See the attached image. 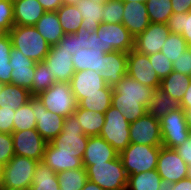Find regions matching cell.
Returning a JSON list of instances; mask_svg holds the SVG:
<instances>
[{
  "instance_id": "obj_1",
  "label": "cell",
  "mask_w": 191,
  "mask_h": 190,
  "mask_svg": "<svg viewBox=\"0 0 191 190\" xmlns=\"http://www.w3.org/2000/svg\"><path fill=\"white\" fill-rule=\"evenodd\" d=\"M58 44L72 53L75 71H102L106 53L102 51L100 26L92 34L80 27L74 34L64 35Z\"/></svg>"
},
{
  "instance_id": "obj_2",
  "label": "cell",
  "mask_w": 191,
  "mask_h": 190,
  "mask_svg": "<svg viewBox=\"0 0 191 190\" xmlns=\"http://www.w3.org/2000/svg\"><path fill=\"white\" fill-rule=\"evenodd\" d=\"M8 34L12 40V47L35 62L44 61L50 51L51 45L34 26L14 25Z\"/></svg>"
},
{
  "instance_id": "obj_3",
  "label": "cell",
  "mask_w": 191,
  "mask_h": 190,
  "mask_svg": "<svg viewBox=\"0 0 191 190\" xmlns=\"http://www.w3.org/2000/svg\"><path fill=\"white\" fill-rule=\"evenodd\" d=\"M38 161L14 155L4 165L0 190H29Z\"/></svg>"
},
{
  "instance_id": "obj_4",
  "label": "cell",
  "mask_w": 191,
  "mask_h": 190,
  "mask_svg": "<svg viewBox=\"0 0 191 190\" xmlns=\"http://www.w3.org/2000/svg\"><path fill=\"white\" fill-rule=\"evenodd\" d=\"M83 167L88 180L104 190H118L127 186L128 174L119 156L108 162Z\"/></svg>"
},
{
  "instance_id": "obj_5",
  "label": "cell",
  "mask_w": 191,
  "mask_h": 190,
  "mask_svg": "<svg viewBox=\"0 0 191 190\" xmlns=\"http://www.w3.org/2000/svg\"><path fill=\"white\" fill-rule=\"evenodd\" d=\"M79 124L74 114L65 118L62 131L49 142L56 148V153L76 154L82 160L89 136Z\"/></svg>"
},
{
  "instance_id": "obj_6",
  "label": "cell",
  "mask_w": 191,
  "mask_h": 190,
  "mask_svg": "<svg viewBox=\"0 0 191 190\" xmlns=\"http://www.w3.org/2000/svg\"><path fill=\"white\" fill-rule=\"evenodd\" d=\"M161 147L130 143L119 154L128 176L156 169Z\"/></svg>"
},
{
  "instance_id": "obj_7",
  "label": "cell",
  "mask_w": 191,
  "mask_h": 190,
  "mask_svg": "<svg viewBox=\"0 0 191 190\" xmlns=\"http://www.w3.org/2000/svg\"><path fill=\"white\" fill-rule=\"evenodd\" d=\"M37 97L47 110L65 118L73 114L77 108V101L71 90L70 82H55Z\"/></svg>"
},
{
  "instance_id": "obj_8",
  "label": "cell",
  "mask_w": 191,
  "mask_h": 190,
  "mask_svg": "<svg viewBox=\"0 0 191 190\" xmlns=\"http://www.w3.org/2000/svg\"><path fill=\"white\" fill-rule=\"evenodd\" d=\"M105 121L100 133L119 154L130 144V123L114 106L106 110Z\"/></svg>"
},
{
  "instance_id": "obj_9",
  "label": "cell",
  "mask_w": 191,
  "mask_h": 190,
  "mask_svg": "<svg viewBox=\"0 0 191 190\" xmlns=\"http://www.w3.org/2000/svg\"><path fill=\"white\" fill-rule=\"evenodd\" d=\"M162 146L175 149L187 140L191 134L182 108L172 110L160 119Z\"/></svg>"
},
{
  "instance_id": "obj_10",
  "label": "cell",
  "mask_w": 191,
  "mask_h": 190,
  "mask_svg": "<svg viewBox=\"0 0 191 190\" xmlns=\"http://www.w3.org/2000/svg\"><path fill=\"white\" fill-rule=\"evenodd\" d=\"M101 27L102 51L111 53L114 51L126 52L134 49V37L122 23H104Z\"/></svg>"
},
{
  "instance_id": "obj_11",
  "label": "cell",
  "mask_w": 191,
  "mask_h": 190,
  "mask_svg": "<svg viewBox=\"0 0 191 190\" xmlns=\"http://www.w3.org/2000/svg\"><path fill=\"white\" fill-rule=\"evenodd\" d=\"M130 143L162 146L160 120L149 112L130 123Z\"/></svg>"
},
{
  "instance_id": "obj_12",
  "label": "cell",
  "mask_w": 191,
  "mask_h": 190,
  "mask_svg": "<svg viewBox=\"0 0 191 190\" xmlns=\"http://www.w3.org/2000/svg\"><path fill=\"white\" fill-rule=\"evenodd\" d=\"M11 135L15 155L28 157L38 162L43 160L47 141L36 129L13 131Z\"/></svg>"
},
{
  "instance_id": "obj_13",
  "label": "cell",
  "mask_w": 191,
  "mask_h": 190,
  "mask_svg": "<svg viewBox=\"0 0 191 190\" xmlns=\"http://www.w3.org/2000/svg\"><path fill=\"white\" fill-rule=\"evenodd\" d=\"M127 75L155 90L160 87L161 79L152 67L149 56L134 49L127 53Z\"/></svg>"
},
{
  "instance_id": "obj_14",
  "label": "cell",
  "mask_w": 191,
  "mask_h": 190,
  "mask_svg": "<svg viewBox=\"0 0 191 190\" xmlns=\"http://www.w3.org/2000/svg\"><path fill=\"white\" fill-rule=\"evenodd\" d=\"M33 115L36 118V130L50 142L62 131L65 117L47 110L37 96H32Z\"/></svg>"
},
{
  "instance_id": "obj_15",
  "label": "cell",
  "mask_w": 191,
  "mask_h": 190,
  "mask_svg": "<svg viewBox=\"0 0 191 190\" xmlns=\"http://www.w3.org/2000/svg\"><path fill=\"white\" fill-rule=\"evenodd\" d=\"M170 33L167 24L150 23V25L134 39V50L148 56L160 52Z\"/></svg>"
},
{
  "instance_id": "obj_16",
  "label": "cell",
  "mask_w": 191,
  "mask_h": 190,
  "mask_svg": "<svg viewBox=\"0 0 191 190\" xmlns=\"http://www.w3.org/2000/svg\"><path fill=\"white\" fill-rule=\"evenodd\" d=\"M154 91V88L145 86L126 75L113 87L112 99L140 101V104L148 110Z\"/></svg>"
},
{
  "instance_id": "obj_17",
  "label": "cell",
  "mask_w": 191,
  "mask_h": 190,
  "mask_svg": "<svg viewBox=\"0 0 191 190\" xmlns=\"http://www.w3.org/2000/svg\"><path fill=\"white\" fill-rule=\"evenodd\" d=\"M187 166L175 149L160 148L156 170L162 179L176 183L187 178Z\"/></svg>"
},
{
  "instance_id": "obj_18",
  "label": "cell",
  "mask_w": 191,
  "mask_h": 190,
  "mask_svg": "<svg viewBox=\"0 0 191 190\" xmlns=\"http://www.w3.org/2000/svg\"><path fill=\"white\" fill-rule=\"evenodd\" d=\"M72 53L63 49L59 44L52 45L44 63L54 74L56 82H70L75 73Z\"/></svg>"
},
{
  "instance_id": "obj_19",
  "label": "cell",
  "mask_w": 191,
  "mask_h": 190,
  "mask_svg": "<svg viewBox=\"0 0 191 190\" xmlns=\"http://www.w3.org/2000/svg\"><path fill=\"white\" fill-rule=\"evenodd\" d=\"M11 67V84L26 88L32 95V82L35 73L36 62L25 55L18 49L12 48L10 51Z\"/></svg>"
},
{
  "instance_id": "obj_20",
  "label": "cell",
  "mask_w": 191,
  "mask_h": 190,
  "mask_svg": "<svg viewBox=\"0 0 191 190\" xmlns=\"http://www.w3.org/2000/svg\"><path fill=\"white\" fill-rule=\"evenodd\" d=\"M70 86L78 103L85 98V95L102 93V89L107 86V83L101 77L100 72L89 69L75 71Z\"/></svg>"
},
{
  "instance_id": "obj_21",
  "label": "cell",
  "mask_w": 191,
  "mask_h": 190,
  "mask_svg": "<svg viewBox=\"0 0 191 190\" xmlns=\"http://www.w3.org/2000/svg\"><path fill=\"white\" fill-rule=\"evenodd\" d=\"M122 24L134 38L141 34L150 25L146 4L137 1L124 2Z\"/></svg>"
},
{
  "instance_id": "obj_22",
  "label": "cell",
  "mask_w": 191,
  "mask_h": 190,
  "mask_svg": "<svg viewBox=\"0 0 191 190\" xmlns=\"http://www.w3.org/2000/svg\"><path fill=\"white\" fill-rule=\"evenodd\" d=\"M119 153L102 137L89 136L82 158L83 166L100 164L116 159Z\"/></svg>"
},
{
  "instance_id": "obj_23",
  "label": "cell",
  "mask_w": 191,
  "mask_h": 190,
  "mask_svg": "<svg viewBox=\"0 0 191 190\" xmlns=\"http://www.w3.org/2000/svg\"><path fill=\"white\" fill-rule=\"evenodd\" d=\"M100 75L108 86L117 85L122 77L127 75V53L120 51L106 53Z\"/></svg>"
},
{
  "instance_id": "obj_24",
  "label": "cell",
  "mask_w": 191,
  "mask_h": 190,
  "mask_svg": "<svg viewBox=\"0 0 191 190\" xmlns=\"http://www.w3.org/2000/svg\"><path fill=\"white\" fill-rule=\"evenodd\" d=\"M45 12L38 0H18L13 3L14 25L34 26Z\"/></svg>"
},
{
  "instance_id": "obj_25",
  "label": "cell",
  "mask_w": 191,
  "mask_h": 190,
  "mask_svg": "<svg viewBox=\"0 0 191 190\" xmlns=\"http://www.w3.org/2000/svg\"><path fill=\"white\" fill-rule=\"evenodd\" d=\"M42 162L56 173L83 167L82 160L76 154L56 153V148L49 142L45 147Z\"/></svg>"
},
{
  "instance_id": "obj_26",
  "label": "cell",
  "mask_w": 191,
  "mask_h": 190,
  "mask_svg": "<svg viewBox=\"0 0 191 190\" xmlns=\"http://www.w3.org/2000/svg\"><path fill=\"white\" fill-rule=\"evenodd\" d=\"M34 27L51 46L58 44L65 35L56 11L45 12Z\"/></svg>"
},
{
  "instance_id": "obj_27",
  "label": "cell",
  "mask_w": 191,
  "mask_h": 190,
  "mask_svg": "<svg viewBox=\"0 0 191 190\" xmlns=\"http://www.w3.org/2000/svg\"><path fill=\"white\" fill-rule=\"evenodd\" d=\"M32 95L26 88L14 84L0 85V107L4 109L17 110L26 104Z\"/></svg>"
},
{
  "instance_id": "obj_28",
  "label": "cell",
  "mask_w": 191,
  "mask_h": 190,
  "mask_svg": "<svg viewBox=\"0 0 191 190\" xmlns=\"http://www.w3.org/2000/svg\"><path fill=\"white\" fill-rule=\"evenodd\" d=\"M76 7L83 18L80 27L85 28L90 34L95 32L102 23L103 5L95 3L93 0H80Z\"/></svg>"
},
{
  "instance_id": "obj_29",
  "label": "cell",
  "mask_w": 191,
  "mask_h": 190,
  "mask_svg": "<svg viewBox=\"0 0 191 190\" xmlns=\"http://www.w3.org/2000/svg\"><path fill=\"white\" fill-rule=\"evenodd\" d=\"M77 120L80 122V126L87 136H99L105 121V114L94 112L92 110H86L77 105L73 113Z\"/></svg>"
},
{
  "instance_id": "obj_30",
  "label": "cell",
  "mask_w": 191,
  "mask_h": 190,
  "mask_svg": "<svg viewBox=\"0 0 191 190\" xmlns=\"http://www.w3.org/2000/svg\"><path fill=\"white\" fill-rule=\"evenodd\" d=\"M190 83L191 76L173 71L167 77L161 79L159 88L181 103Z\"/></svg>"
},
{
  "instance_id": "obj_31",
  "label": "cell",
  "mask_w": 191,
  "mask_h": 190,
  "mask_svg": "<svg viewBox=\"0 0 191 190\" xmlns=\"http://www.w3.org/2000/svg\"><path fill=\"white\" fill-rule=\"evenodd\" d=\"M57 173L44 162L36 165L33 182L29 190H60Z\"/></svg>"
},
{
  "instance_id": "obj_32",
  "label": "cell",
  "mask_w": 191,
  "mask_h": 190,
  "mask_svg": "<svg viewBox=\"0 0 191 190\" xmlns=\"http://www.w3.org/2000/svg\"><path fill=\"white\" fill-rule=\"evenodd\" d=\"M178 108H181L180 102H178L175 98L170 97L167 92L157 88L154 91L148 112L156 119L160 120L167 113Z\"/></svg>"
},
{
  "instance_id": "obj_33",
  "label": "cell",
  "mask_w": 191,
  "mask_h": 190,
  "mask_svg": "<svg viewBox=\"0 0 191 190\" xmlns=\"http://www.w3.org/2000/svg\"><path fill=\"white\" fill-rule=\"evenodd\" d=\"M112 92L113 87L107 85L102 89V93L85 95V98L81 99L77 105L86 110L105 113L112 105Z\"/></svg>"
},
{
  "instance_id": "obj_34",
  "label": "cell",
  "mask_w": 191,
  "mask_h": 190,
  "mask_svg": "<svg viewBox=\"0 0 191 190\" xmlns=\"http://www.w3.org/2000/svg\"><path fill=\"white\" fill-rule=\"evenodd\" d=\"M56 13L65 35L74 34L80 28L83 18L76 5L62 4Z\"/></svg>"
},
{
  "instance_id": "obj_35",
  "label": "cell",
  "mask_w": 191,
  "mask_h": 190,
  "mask_svg": "<svg viewBox=\"0 0 191 190\" xmlns=\"http://www.w3.org/2000/svg\"><path fill=\"white\" fill-rule=\"evenodd\" d=\"M161 176L156 169L128 176V190H158Z\"/></svg>"
},
{
  "instance_id": "obj_36",
  "label": "cell",
  "mask_w": 191,
  "mask_h": 190,
  "mask_svg": "<svg viewBox=\"0 0 191 190\" xmlns=\"http://www.w3.org/2000/svg\"><path fill=\"white\" fill-rule=\"evenodd\" d=\"M60 190H81L88 181L86 169H70L57 173Z\"/></svg>"
},
{
  "instance_id": "obj_37",
  "label": "cell",
  "mask_w": 191,
  "mask_h": 190,
  "mask_svg": "<svg viewBox=\"0 0 191 190\" xmlns=\"http://www.w3.org/2000/svg\"><path fill=\"white\" fill-rule=\"evenodd\" d=\"M12 40L8 33H0V85L11 84L10 51L12 49Z\"/></svg>"
},
{
  "instance_id": "obj_38",
  "label": "cell",
  "mask_w": 191,
  "mask_h": 190,
  "mask_svg": "<svg viewBox=\"0 0 191 190\" xmlns=\"http://www.w3.org/2000/svg\"><path fill=\"white\" fill-rule=\"evenodd\" d=\"M145 4L150 23L167 24L173 14L171 0H148Z\"/></svg>"
},
{
  "instance_id": "obj_39",
  "label": "cell",
  "mask_w": 191,
  "mask_h": 190,
  "mask_svg": "<svg viewBox=\"0 0 191 190\" xmlns=\"http://www.w3.org/2000/svg\"><path fill=\"white\" fill-rule=\"evenodd\" d=\"M171 33L181 34L191 47V11L188 13H173L167 22Z\"/></svg>"
},
{
  "instance_id": "obj_40",
  "label": "cell",
  "mask_w": 191,
  "mask_h": 190,
  "mask_svg": "<svg viewBox=\"0 0 191 190\" xmlns=\"http://www.w3.org/2000/svg\"><path fill=\"white\" fill-rule=\"evenodd\" d=\"M55 82L54 74L50 72L49 67L43 61L36 62L32 82V96H37L51 87Z\"/></svg>"
},
{
  "instance_id": "obj_41",
  "label": "cell",
  "mask_w": 191,
  "mask_h": 190,
  "mask_svg": "<svg viewBox=\"0 0 191 190\" xmlns=\"http://www.w3.org/2000/svg\"><path fill=\"white\" fill-rule=\"evenodd\" d=\"M36 129V118L33 115L31 99L14 113L13 131Z\"/></svg>"
},
{
  "instance_id": "obj_42",
  "label": "cell",
  "mask_w": 191,
  "mask_h": 190,
  "mask_svg": "<svg viewBox=\"0 0 191 190\" xmlns=\"http://www.w3.org/2000/svg\"><path fill=\"white\" fill-rule=\"evenodd\" d=\"M112 106L117 108L129 123L142 117L148 110L140 101L112 99Z\"/></svg>"
},
{
  "instance_id": "obj_43",
  "label": "cell",
  "mask_w": 191,
  "mask_h": 190,
  "mask_svg": "<svg viewBox=\"0 0 191 190\" xmlns=\"http://www.w3.org/2000/svg\"><path fill=\"white\" fill-rule=\"evenodd\" d=\"M188 48L186 40L181 34L170 33L162 46L161 52L172 62Z\"/></svg>"
},
{
  "instance_id": "obj_44",
  "label": "cell",
  "mask_w": 191,
  "mask_h": 190,
  "mask_svg": "<svg viewBox=\"0 0 191 190\" xmlns=\"http://www.w3.org/2000/svg\"><path fill=\"white\" fill-rule=\"evenodd\" d=\"M124 2L122 0H109L103 5L102 22L122 23Z\"/></svg>"
},
{
  "instance_id": "obj_45",
  "label": "cell",
  "mask_w": 191,
  "mask_h": 190,
  "mask_svg": "<svg viewBox=\"0 0 191 190\" xmlns=\"http://www.w3.org/2000/svg\"><path fill=\"white\" fill-rule=\"evenodd\" d=\"M149 60L160 79L167 77L171 72H173V62L161 51L149 55Z\"/></svg>"
},
{
  "instance_id": "obj_46",
  "label": "cell",
  "mask_w": 191,
  "mask_h": 190,
  "mask_svg": "<svg viewBox=\"0 0 191 190\" xmlns=\"http://www.w3.org/2000/svg\"><path fill=\"white\" fill-rule=\"evenodd\" d=\"M13 27V3L10 0H0V33H8Z\"/></svg>"
},
{
  "instance_id": "obj_47",
  "label": "cell",
  "mask_w": 191,
  "mask_h": 190,
  "mask_svg": "<svg viewBox=\"0 0 191 190\" xmlns=\"http://www.w3.org/2000/svg\"><path fill=\"white\" fill-rule=\"evenodd\" d=\"M14 155L12 135L0 133V162L6 165Z\"/></svg>"
},
{
  "instance_id": "obj_48",
  "label": "cell",
  "mask_w": 191,
  "mask_h": 190,
  "mask_svg": "<svg viewBox=\"0 0 191 190\" xmlns=\"http://www.w3.org/2000/svg\"><path fill=\"white\" fill-rule=\"evenodd\" d=\"M172 64L173 71L191 76V47L186 48Z\"/></svg>"
},
{
  "instance_id": "obj_49",
  "label": "cell",
  "mask_w": 191,
  "mask_h": 190,
  "mask_svg": "<svg viewBox=\"0 0 191 190\" xmlns=\"http://www.w3.org/2000/svg\"><path fill=\"white\" fill-rule=\"evenodd\" d=\"M14 110L0 107V133H13Z\"/></svg>"
},
{
  "instance_id": "obj_50",
  "label": "cell",
  "mask_w": 191,
  "mask_h": 190,
  "mask_svg": "<svg viewBox=\"0 0 191 190\" xmlns=\"http://www.w3.org/2000/svg\"><path fill=\"white\" fill-rule=\"evenodd\" d=\"M179 156L186 162L187 165L191 164V134L181 145L175 148Z\"/></svg>"
},
{
  "instance_id": "obj_51",
  "label": "cell",
  "mask_w": 191,
  "mask_h": 190,
  "mask_svg": "<svg viewBox=\"0 0 191 190\" xmlns=\"http://www.w3.org/2000/svg\"><path fill=\"white\" fill-rule=\"evenodd\" d=\"M173 13H188L191 11V0H171Z\"/></svg>"
},
{
  "instance_id": "obj_52",
  "label": "cell",
  "mask_w": 191,
  "mask_h": 190,
  "mask_svg": "<svg viewBox=\"0 0 191 190\" xmlns=\"http://www.w3.org/2000/svg\"><path fill=\"white\" fill-rule=\"evenodd\" d=\"M42 7L47 11H57L63 4L62 0H38Z\"/></svg>"
},
{
  "instance_id": "obj_53",
  "label": "cell",
  "mask_w": 191,
  "mask_h": 190,
  "mask_svg": "<svg viewBox=\"0 0 191 190\" xmlns=\"http://www.w3.org/2000/svg\"><path fill=\"white\" fill-rule=\"evenodd\" d=\"M180 106L183 110L191 109V83L187 87L186 92L184 93V97L180 103Z\"/></svg>"
},
{
  "instance_id": "obj_54",
  "label": "cell",
  "mask_w": 191,
  "mask_h": 190,
  "mask_svg": "<svg viewBox=\"0 0 191 190\" xmlns=\"http://www.w3.org/2000/svg\"><path fill=\"white\" fill-rule=\"evenodd\" d=\"M173 190H191V179L184 178L174 183Z\"/></svg>"
},
{
  "instance_id": "obj_55",
  "label": "cell",
  "mask_w": 191,
  "mask_h": 190,
  "mask_svg": "<svg viewBox=\"0 0 191 190\" xmlns=\"http://www.w3.org/2000/svg\"><path fill=\"white\" fill-rule=\"evenodd\" d=\"M173 185L174 183L165 179H161L158 190H173Z\"/></svg>"
},
{
  "instance_id": "obj_56",
  "label": "cell",
  "mask_w": 191,
  "mask_h": 190,
  "mask_svg": "<svg viewBox=\"0 0 191 190\" xmlns=\"http://www.w3.org/2000/svg\"><path fill=\"white\" fill-rule=\"evenodd\" d=\"M81 190H104V189H102L97 184H95V183L88 180Z\"/></svg>"
},
{
  "instance_id": "obj_57",
  "label": "cell",
  "mask_w": 191,
  "mask_h": 190,
  "mask_svg": "<svg viewBox=\"0 0 191 190\" xmlns=\"http://www.w3.org/2000/svg\"><path fill=\"white\" fill-rule=\"evenodd\" d=\"M184 111L188 128L191 130V109H186Z\"/></svg>"
},
{
  "instance_id": "obj_58",
  "label": "cell",
  "mask_w": 191,
  "mask_h": 190,
  "mask_svg": "<svg viewBox=\"0 0 191 190\" xmlns=\"http://www.w3.org/2000/svg\"><path fill=\"white\" fill-rule=\"evenodd\" d=\"M80 0H62L63 4L76 5Z\"/></svg>"
},
{
  "instance_id": "obj_59",
  "label": "cell",
  "mask_w": 191,
  "mask_h": 190,
  "mask_svg": "<svg viewBox=\"0 0 191 190\" xmlns=\"http://www.w3.org/2000/svg\"><path fill=\"white\" fill-rule=\"evenodd\" d=\"M3 172H4V164L0 162V185L3 178Z\"/></svg>"
},
{
  "instance_id": "obj_60",
  "label": "cell",
  "mask_w": 191,
  "mask_h": 190,
  "mask_svg": "<svg viewBox=\"0 0 191 190\" xmlns=\"http://www.w3.org/2000/svg\"><path fill=\"white\" fill-rule=\"evenodd\" d=\"M187 178L191 179V164L187 166Z\"/></svg>"
},
{
  "instance_id": "obj_61",
  "label": "cell",
  "mask_w": 191,
  "mask_h": 190,
  "mask_svg": "<svg viewBox=\"0 0 191 190\" xmlns=\"http://www.w3.org/2000/svg\"><path fill=\"white\" fill-rule=\"evenodd\" d=\"M123 2H133V1H137V2H142V3H146L148 0H122Z\"/></svg>"
},
{
  "instance_id": "obj_62",
  "label": "cell",
  "mask_w": 191,
  "mask_h": 190,
  "mask_svg": "<svg viewBox=\"0 0 191 190\" xmlns=\"http://www.w3.org/2000/svg\"><path fill=\"white\" fill-rule=\"evenodd\" d=\"M95 3H100L102 5H104L105 3H107L109 0H93Z\"/></svg>"
},
{
  "instance_id": "obj_63",
  "label": "cell",
  "mask_w": 191,
  "mask_h": 190,
  "mask_svg": "<svg viewBox=\"0 0 191 190\" xmlns=\"http://www.w3.org/2000/svg\"><path fill=\"white\" fill-rule=\"evenodd\" d=\"M118 190H128L127 186Z\"/></svg>"
}]
</instances>
